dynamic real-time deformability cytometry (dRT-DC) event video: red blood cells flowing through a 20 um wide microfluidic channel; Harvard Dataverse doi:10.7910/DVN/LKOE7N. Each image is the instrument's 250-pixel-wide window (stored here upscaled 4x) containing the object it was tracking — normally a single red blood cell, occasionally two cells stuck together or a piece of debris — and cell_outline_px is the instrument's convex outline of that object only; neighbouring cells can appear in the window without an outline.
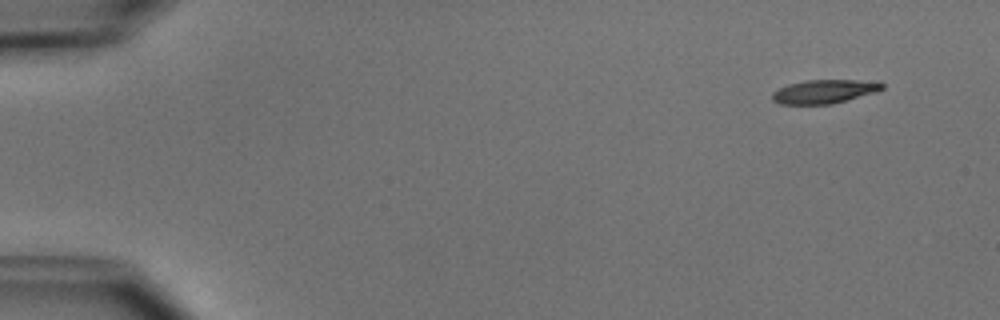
{"species": "common noctule bat (a hibernating species)", "species_latin": "Nyctalus noctula", "temperature_condition": "cold", "stored_images_in_passage": 7, "camera_frame_rate_fps": 3000, "um_per_image_px": 0.085, "animal": {"sex": "male", "body_mass_g": 15.6}, "frame": {"image": 1, "passage_image": 2, "time_ms": 1.0, "image_size_px": [1000, 320], "cell_outline_px": [[884, 88], [876, 92], [832, 104], [780, 104], [772, 100], [772, 92], [788, 84], [808, 80], [880, 80], [884, 84]], "centroid_in_image_um": [70.12, 7.77], "position_along_channel_um": 14.9, "area_um2": 15.32}}
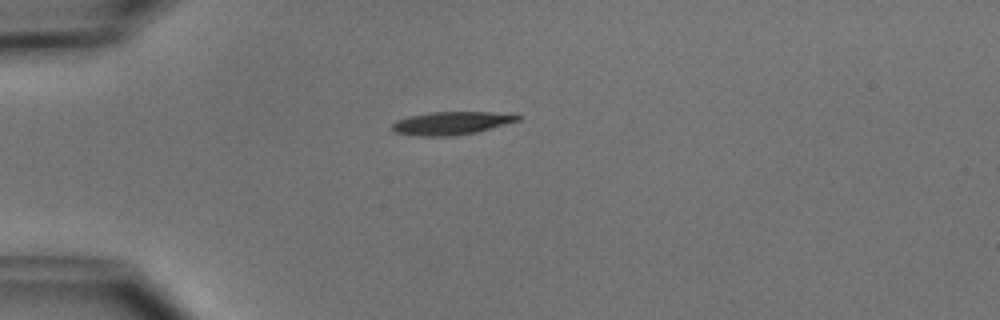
{"frame": {"image": 2, "passage_image": 5, "time_ms": 4.333, "image_size_px": [1000, 320], "cell_outline_px": [[520, 120], [476, 132], [452, 136], [420, 136], [392, 132], [392, 124], [396, 120], [408, 116], [428, 112], [492, 112], [520, 116]], "centroid_in_image_um": [38.29, 10.47], "position_along_channel_um": 46.7, "area_um2": 16.76}}
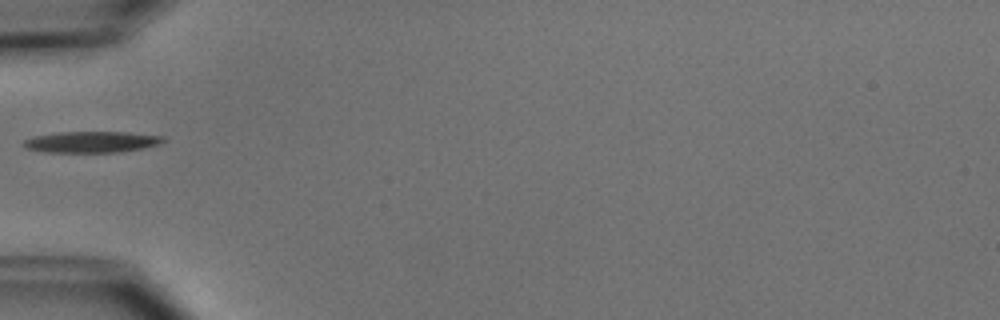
{"frame": {"image": 3, "passage_image": 6, "time_ms": 5.667, "image_size_px": [1000, 320], "cell_outline_px": [[168, 140], [160, 144], [144, 148], [120, 152], [44, 152], [28, 148], [20, 144], [24, 140], [36, 136], [60, 132], [128, 132], [164, 136]], "centroid_in_image_um": [7.85, 12.06], "position_along_channel_um": 77.1, "area_um2": 17.34}}